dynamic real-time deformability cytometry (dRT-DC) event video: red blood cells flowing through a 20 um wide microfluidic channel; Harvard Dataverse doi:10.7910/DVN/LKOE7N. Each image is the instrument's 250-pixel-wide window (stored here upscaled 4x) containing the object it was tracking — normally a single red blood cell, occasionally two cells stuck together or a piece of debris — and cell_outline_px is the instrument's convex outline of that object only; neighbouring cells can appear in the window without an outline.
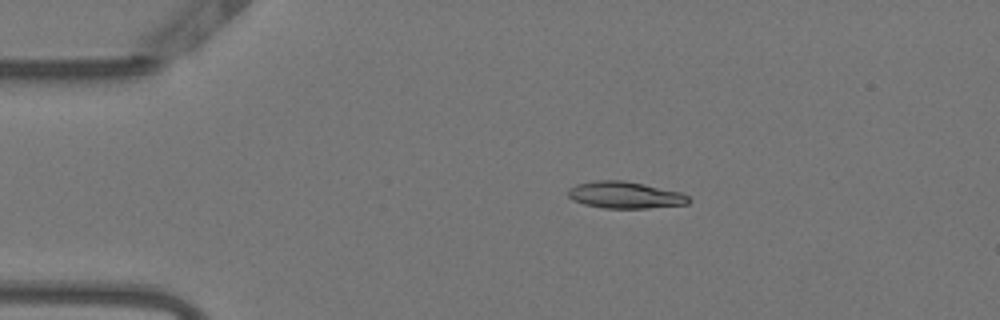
{"species": "Egyptian fruit bat (a non-hibernating species)", "species_latin": "Rousettus aegyptiacus", "temperature_condition": "warm", "stored_images_in_passage": 51, "camera_frame_rate_fps": 3000, "um_per_image_px": 0.085, "animal": {"sex": "female"}, "frame": {"image": 1, "passage_image": 9, "time_ms": 2.667, "image_size_px": [1000, 320], "cell_outline_px": [[692, 200], [688, 204], [648, 208], [604, 208], [584, 204], [572, 200], [568, 196], [568, 188], [576, 184], [596, 180], [624, 180], [644, 184], [680, 192], [688, 196]], "centroid_in_image_um": [53.12, 16.57], "position_along_channel_um": 31.9, "area_um2": 18.9}}
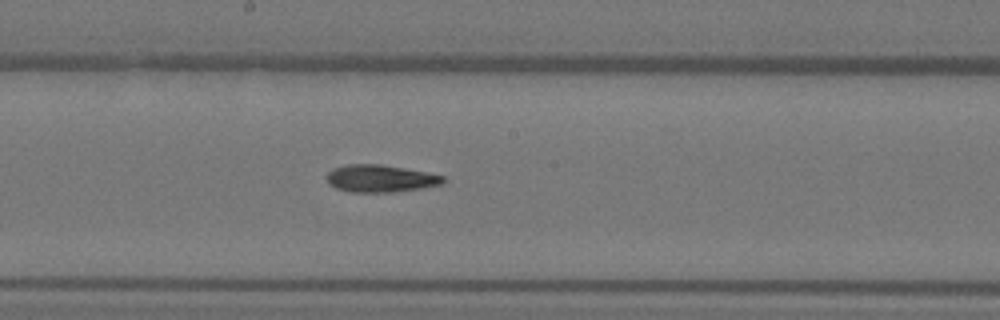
{"frame": {"image": 2, "passage_image": 27, "time_ms": 8.667, "image_size_px": [1000, 320], "cell_outline_px": [[444, 180], [440, 184], [420, 188], [392, 192], [352, 192], [336, 188], [328, 184], [328, 172], [332, 168], [348, 164], [380, 164], [404, 168], [444, 176]], "centroid_in_image_um": [32.28, 15.17], "position_along_channel_um": 215.9, "area_um2": 18.26}}
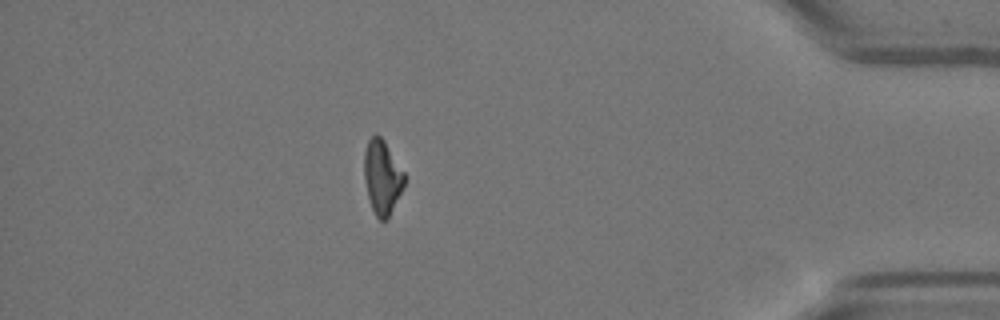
{"frame": {"image": 3, "passage_image": 45, "time_ms": 14.667, "image_size_px": [1000, 320], "cell_outline_px": [[404, 184], [388, 220], [380, 220], [376, 216], [372, 208], [368, 196], [364, 180], [364, 152], [368, 140], [376, 132], [384, 140], [404, 172]], "centroid_in_image_um": [32.47, 15.04], "position_along_channel_um": 402.7, "area_um2": 17.28}, "authors_computed_cell_mechanics": {"area_um2": 18.207, "velocity_mm_per_s": 3.8465, "shape_relaxation_time_tau1_ms": 10.6359, "shape_relaxation_time_tau2_ms": 3.6848, "deformation_change_tau1": 0.2911, "deformation_change_tau2": 0.1087}}